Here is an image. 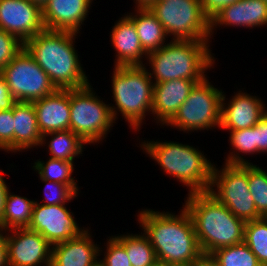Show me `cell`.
<instances>
[{"instance_id":"cell-1","label":"cell","mask_w":267,"mask_h":266,"mask_svg":"<svg viewBox=\"0 0 267 266\" xmlns=\"http://www.w3.org/2000/svg\"><path fill=\"white\" fill-rule=\"evenodd\" d=\"M137 217L159 263L166 266H194L204 257L192 218L184 206L179 215L146 208Z\"/></svg>"},{"instance_id":"cell-2","label":"cell","mask_w":267,"mask_h":266,"mask_svg":"<svg viewBox=\"0 0 267 266\" xmlns=\"http://www.w3.org/2000/svg\"><path fill=\"white\" fill-rule=\"evenodd\" d=\"M77 33L44 30L24 43V48L49 76L57 89L89 84L75 46Z\"/></svg>"},{"instance_id":"cell-3","label":"cell","mask_w":267,"mask_h":266,"mask_svg":"<svg viewBox=\"0 0 267 266\" xmlns=\"http://www.w3.org/2000/svg\"><path fill=\"white\" fill-rule=\"evenodd\" d=\"M183 206L192 218L204 256L244 241L246 222L233 215L208 191L188 194Z\"/></svg>"},{"instance_id":"cell-4","label":"cell","mask_w":267,"mask_h":266,"mask_svg":"<svg viewBox=\"0 0 267 266\" xmlns=\"http://www.w3.org/2000/svg\"><path fill=\"white\" fill-rule=\"evenodd\" d=\"M209 41L175 40L148 53L150 78L154 83L176 79L203 80L206 70L213 68L215 58ZM149 61V62H148Z\"/></svg>"},{"instance_id":"cell-5","label":"cell","mask_w":267,"mask_h":266,"mask_svg":"<svg viewBox=\"0 0 267 266\" xmlns=\"http://www.w3.org/2000/svg\"><path fill=\"white\" fill-rule=\"evenodd\" d=\"M141 149L167 173L183 183L189 193L209 191L213 163L193 146L174 141H145Z\"/></svg>"},{"instance_id":"cell-6","label":"cell","mask_w":267,"mask_h":266,"mask_svg":"<svg viewBox=\"0 0 267 266\" xmlns=\"http://www.w3.org/2000/svg\"><path fill=\"white\" fill-rule=\"evenodd\" d=\"M112 75L113 118L116 121L120 112L129 127L139 131L146 114L152 112L154 82L148 69L146 66H114Z\"/></svg>"},{"instance_id":"cell-7","label":"cell","mask_w":267,"mask_h":266,"mask_svg":"<svg viewBox=\"0 0 267 266\" xmlns=\"http://www.w3.org/2000/svg\"><path fill=\"white\" fill-rule=\"evenodd\" d=\"M91 87L89 83L70 89V130L86 144L103 141L116 123L111 104H105Z\"/></svg>"},{"instance_id":"cell-8","label":"cell","mask_w":267,"mask_h":266,"mask_svg":"<svg viewBox=\"0 0 267 266\" xmlns=\"http://www.w3.org/2000/svg\"><path fill=\"white\" fill-rule=\"evenodd\" d=\"M167 36L175 40L210 41V20L200 0H160L149 7Z\"/></svg>"},{"instance_id":"cell-9","label":"cell","mask_w":267,"mask_h":266,"mask_svg":"<svg viewBox=\"0 0 267 266\" xmlns=\"http://www.w3.org/2000/svg\"><path fill=\"white\" fill-rule=\"evenodd\" d=\"M222 167L213 165L208 192L244 222L261 218L249 190L248 164L225 163Z\"/></svg>"},{"instance_id":"cell-10","label":"cell","mask_w":267,"mask_h":266,"mask_svg":"<svg viewBox=\"0 0 267 266\" xmlns=\"http://www.w3.org/2000/svg\"><path fill=\"white\" fill-rule=\"evenodd\" d=\"M222 90L215 88L208 78L196 83L188 98L166 125L180 131L194 132L201 129L220 128ZM215 127V128H214Z\"/></svg>"},{"instance_id":"cell-11","label":"cell","mask_w":267,"mask_h":266,"mask_svg":"<svg viewBox=\"0 0 267 266\" xmlns=\"http://www.w3.org/2000/svg\"><path fill=\"white\" fill-rule=\"evenodd\" d=\"M0 76L14 101L33 102L57 90L25 48L0 72Z\"/></svg>"},{"instance_id":"cell-12","label":"cell","mask_w":267,"mask_h":266,"mask_svg":"<svg viewBox=\"0 0 267 266\" xmlns=\"http://www.w3.org/2000/svg\"><path fill=\"white\" fill-rule=\"evenodd\" d=\"M66 205H45L35 201L28 229L40 233L52 246L78 238L87 229L78 226Z\"/></svg>"},{"instance_id":"cell-13","label":"cell","mask_w":267,"mask_h":266,"mask_svg":"<svg viewBox=\"0 0 267 266\" xmlns=\"http://www.w3.org/2000/svg\"><path fill=\"white\" fill-rule=\"evenodd\" d=\"M5 240L8 266H51L52 245L40 233L14 228Z\"/></svg>"},{"instance_id":"cell-14","label":"cell","mask_w":267,"mask_h":266,"mask_svg":"<svg viewBox=\"0 0 267 266\" xmlns=\"http://www.w3.org/2000/svg\"><path fill=\"white\" fill-rule=\"evenodd\" d=\"M0 29L24 44L45 30L42 9L28 0H0Z\"/></svg>"},{"instance_id":"cell-15","label":"cell","mask_w":267,"mask_h":266,"mask_svg":"<svg viewBox=\"0 0 267 266\" xmlns=\"http://www.w3.org/2000/svg\"><path fill=\"white\" fill-rule=\"evenodd\" d=\"M238 92V93H237ZM228 103L221 98V124L224 130H240L253 127L267 113L266 104L257 96L237 91ZM226 102V103H225Z\"/></svg>"},{"instance_id":"cell-16","label":"cell","mask_w":267,"mask_h":266,"mask_svg":"<svg viewBox=\"0 0 267 266\" xmlns=\"http://www.w3.org/2000/svg\"><path fill=\"white\" fill-rule=\"evenodd\" d=\"M93 0H49L42 9L46 30L79 34Z\"/></svg>"},{"instance_id":"cell-17","label":"cell","mask_w":267,"mask_h":266,"mask_svg":"<svg viewBox=\"0 0 267 266\" xmlns=\"http://www.w3.org/2000/svg\"><path fill=\"white\" fill-rule=\"evenodd\" d=\"M200 81L202 80L176 79L154 83L150 114L154 116L156 123L166 126L188 98L194 85Z\"/></svg>"},{"instance_id":"cell-18","label":"cell","mask_w":267,"mask_h":266,"mask_svg":"<svg viewBox=\"0 0 267 266\" xmlns=\"http://www.w3.org/2000/svg\"><path fill=\"white\" fill-rule=\"evenodd\" d=\"M33 106L42 135L70 129V89H57L33 101Z\"/></svg>"},{"instance_id":"cell-19","label":"cell","mask_w":267,"mask_h":266,"mask_svg":"<svg viewBox=\"0 0 267 266\" xmlns=\"http://www.w3.org/2000/svg\"><path fill=\"white\" fill-rule=\"evenodd\" d=\"M217 25L258 28L267 25V3L263 0H238L226 6L210 20V34Z\"/></svg>"},{"instance_id":"cell-20","label":"cell","mask_w":267,"mask_h":266,"mask_svg":"<svg viewBox=\"0 0 267 266\" xmlns=\"http://www.w3.org/2000/svg\"><path fill=\"white\" fill-rule=\"evenodd\" d=\"M113 48L116 52L115 67L117 66H145L144 57L148 53L143 49L134 22L126 14L112 27L110 34Z\"/></svg>"},{"instance_id":"cell-21","label":"cell","mask_w":267,"mask_h":266,"mask_svg":"<svg viewBox=\"0 0 267 266\" xmlns=\"http://www.w3.org/2000/svg\"><path fill=\"white\" fill-rule=\"evenodd\" d=\"M91 236L87 228L78 238L53 245L51 266H97L103 250Z\"/></svg>"},{"instance_id":"cell-22","label":"cell","mask_w":267,"mask_h":266,"mask_svg":"<svg viewBox=\"0 0 267 266\" xmlns=\"http://www.w3.org/2000/svg\"><path fill=\"white\" fill-rule=\"evenodd\" d=\"M14 153L32 149L40 145L42 134L39 131L33 102L13 103Z\"/></svg>"},{"instance_id":"cell-23","label":"cell","mask_w":267,"mask_h":266,"mask_svg":"<svg viewBox=\"0 0 267 266\" xmlns=\"http://www.w3.org/2000/svg\"><path fill=\"white\" fill-rule=\"evenodd\" d=\"M135 14L127 13L133 20L143 49L150 53L160 49L168 38L162 24L149 8H135Z\"/></svg>"},{"instance_id":"cell-24","label":"cell","mask_w":267,"mask_h":266,"mask_svg":"<svg viewBox=\"0 0 267 266\" xmlns=\"http://www.w3.org/2000/svg\"><path fill=\"white\" fill-rule=\"evenodd\" d=\"M48 136L50 141L46 143ZM47 137V138H46ZM48 144L50 158L72 161L81 155L86 143L70 129L45 133L41 137L40 146ZM84 145V146H83Z\"/></svg>"},{"instance_id":"cell-25","label":"cell","mask_w":267,"mask_h":266,"mask_svg":"<svg viewBox=\"0 0 267 266\" xmlns=\"http://www.w3.org/2000/svg\"><path fill=\"white\" fill-rule=\"evenodd\" d=\"M34 204V200L12 194L9 189L0 220V230L7 231L14 228H28L32 220Z\"/></svg>"},{"instance_id":"cell-26","label":"cell","mask_w":267,"mask_h":266,"mask_svg":"<svg viewBox=\"0 0 267 266\" xmlns=\"http://www.w3.org/2000/svg\"><path fill=\"white\" fill-rule=\"evenodd\" d=\"M140 234H118L114 237L125 247L132 266H154L158 262L154 248L147 236Z\"/></svg>"},{"instance_id":"cell-27","label":"cell","mask_w":267,"mask_h":266,"mask_svg":"<svg viewBox=\"0 0 267 266\" xmlns=\"http://www.w3.org/2000/svg\"><path fill=\"white\" fill-rule=\"evenodd\" d=\"M74 162L49 158L47 162L36 160L32 169L37 171L39 178L64 183L79 194L78 181L72 177ZM77 182V183H76Z\"/></svg>"},{"instance_id":"cell-28","label":"cell","mask_w":267,"mask_h":266,"mask_svg":"<svg viewBox=\"0 0 267 266\" xmlns=\"http://www.w3.org/2000/svg\"><path fill=\"white\" fill-rule=\"evenodd\" d=\"M230 132V147L233 152H229L225 157L226 164H250L244 157L245 154H256L255 125L250 128L240 130H228ZM236 152V153H235ZM244 153V155H240Z\"/></svg>"},{"instance_id":"cell-29","label":"cell","mask_w":267,"mask_h":266,"mask_svg":"<svg viewBox=\"0 0 267 266\" xmlns=\"http://www.w3.org/2000/svg\"><path fill=\"white\" fill-rule=\"evenodd\" d=\"M209 257L217 266H262L244 241L215 250Z\"/></svg>"},{"instance_id":"cell-30","label":"cell","mask_w":267,"mask_h":266,"mask_svg":"<svg viewBox=\"0 0 267 266\" xmlns=\"http://www.w3.org/2000/svg\"><path fill=\"white\" fill-rule=\"evenodd\" d=\"M244 242L256 255L262 266H267V217L245 224Z\"/></svg>"},{"instance_id":"cell-31","label":"cell","mask_w":267,"mask_h":266,"mask_svg":"<svg viewBox=\"0 0 267 266\" xmlns=\"http://www.w3.org/2000/svg\"><path fill=\"white\" fill-rule=\"evenodd\" d=\"M248 185L258 214L267 217V172L255 164H248Z\"/></svg>"},{"instance_id":"cell-32","label":"cell","mask_w":267,"mask_h":266,"mask_svg":"<svg viewBox=\"0 0 267 266\" xmlns=\"http://www.w3.org/2000/svg\"><path fill=\"white\" fill-rule=\"evenodd\" d=\"M45 185V196L41 204L45 205H61L70 202L77 198L78 194L68 185L59 182H53L46 179H41ZM44 201V202H43ZM43 202V203H42Z\"/></svg>"},{"instance_id":"cell-33","label":"cell","mask_w":267,"mask_h":266,"mask_svg":"<svg viewBox=\"0 0 267 266\" xmlns=\"http://www.w3.org/2000/svg\"><path fill=\"white\" fill-rule=\"evenodd\" d=\"M103 260L98 261L100 266H132L125 247L114 237H108Z\"/></svg>"},{"instance_id":"cell-34","label":"cell","mask_w":267,"mask_h":266,"mask_svg":"<svg viewBox=\"0 0 267 266\" xmlns=\"http://www.w3.org/2000/svg\"><path fill=\"white\" fill-rule=\"evenodd\" d=\"M0 149L14 152L13 104L0 110Z\"/></svg>"},{"instance_id":"cell-35","label":"cell","mask_w":267,"mask_h":266,"mask_svg":"<svg viewBox=\"0 0 267 266\" xmlns=\"http://www.w3.org/2000/svg\"><path fill=\"white\" fill-rule=\"evenodd\" d=\"M24 48V44L14 35L0 29V72Z\"/></svg>"},{"instance_id":"cell-36","label":"cell","mask_w":267,"mask_h":266,"mask_svg":"<svg viewBox=\"0 0 267 266\" xmlns=\"http://www.w3.org/2000/svg\"><path fill=\"white\" fill-rule=\"evenodd\" d=\"M256 153H267V113L255 124Z\"/></svg>"},{"instance_id":"cell-37","label":"cell","mask_w":267,"mask_h":266,"mask_svg":"<svg viewBox=\"0 0 267 266\" xmlns=\"http://www.w3.org/2000/svg\"><path fill=\"white\" fill-rule=\"evenodd\" d=\"M204 15L211 20L226 6L232 5L238 0H200Z\"/></svg>"},{"instance_id":"cell-38","label":"cell","mask_w":267,"mask_h":266,"mask_svg":"<svg viewBox=\"0 0 267 266\" xmlns=\"http://www.w3.org/2000/svg\"><path fill=\"white\" fill-rule=\"evenodd\" d=\"M14 102L5 80L0 76V110L11 106Z\"/></svg>"},{"instance_id":"cell-39","label":"cell","mask_w":267,"mask_h":266,"mask_svg":"<svg viewBox=\"0 0 267 266\" xmlns=\"http://www.w3.org/2000/svg\"><path fill=\"white\" fill-rule=\"evenodd\" d=\"M3 174H4V171L2 172V170H1L0 171V220L2 218V214L4 211L6 195L9 191L8 190L9 188L5 182Z\"/></svg>"},{"instance_id":"cell-40","label":"cell","mask_w":267,"mask_h":266,"mask_svg":"<svg viewBox=\"0 0 267 266\" xmlns=\"http://www.w3.org/2000/svg\"><path fill=\"white\" fill-rule=\"evenodd\" d=\"M0 266H8L5 231L0 230Z\"/></svg>"},{"instance_id":"cell-41","label":"cell","mask_w":267,"mask_h":266,"mask_svg":"<svg viewBox=\"0 0 267 266\" xmlns=\"http://www.w3.org/2000/svg\"><path fill=\"white\" fill-rule=\"evenodd\" d=\"M194 266H217V265L210 257L204 256Z\"/></svg>"},{"instance_id":"cell-42","label":"cell","mask_w":267,"mask_h":266,"mask_svg":"<svg viewBox=\"0 0 267 266\" xmlns=\"http://www.w3.org/2000/svg\"><path fill=\"white\" fill-rule=\"evenodd\" d=\"M155 0H134L136 8H148Z\"/></svg>"},{"instance_id":"cell-43","label":"cell","mask_w":267,"mask_h":266,"mask_svg":"<svg viewBox=\"0 0 267 266\" xmlns=\"http://www.w3.org/2000/svg\"><path fill=\"white\" fill-rule=\"evenodd\" d=\"M32 4L38 5L41 9L48 3L49 0H28Z\"/></svg>"},{"instance_id":"cell-44","label":"cell","mask_w":267,"mask_h":266,"mask_svg":"<svg viewBox=\"0 0 267 266\" xmlns=\"http://www.w3.org/2000/svg\"><path fill=\"white\" fill-rule=\"evenodd\" d=\"M154 266H166V265L163 264V263H159V262H157Z\"/></svg>"}]
</instances>
